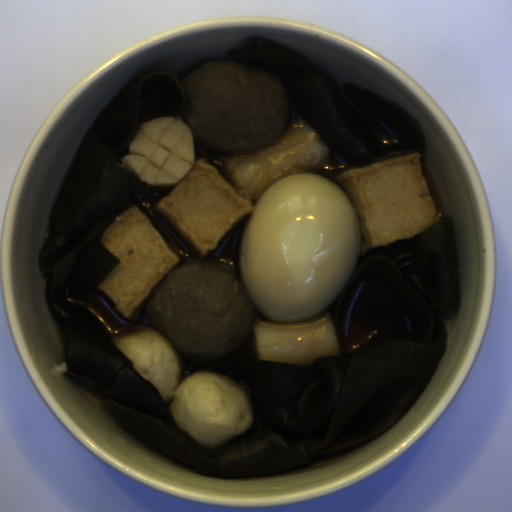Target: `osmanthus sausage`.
Returning <instances> with one entry per match:
<instances>
[{"label": "osmanthus sausage", "instance_id": "obj_2", "mask_svg": "<svg viewBox=\"0 0 512 512\" xmlns=\"http://www.w3.org/2000/svg\"><path fill=\"white\" fill-rule=\"evenodd\" d=\"M118 167L157 188L177 186L197 162L194 134L179 118L161 116L140 125Z\"/></svg>", "mask_w": 512, "mask_h": 512}, {"label": "osmanthus sausage", "instance_id": "obj_3", "mask_svg": "<svg viewBox=\"0 0 512 512\" xmlns=\"http://www.w3.org/2000/svg\"><path fill=\"white\" fill-rule=\"evenodd\" d=\"M249 349L264 363L303 366L342 352L329 311L306 320H254Z\"/></svg>", "mask_w": 512, "mask_h": 512}, {"label": "osmanthus sausage", "instance_id": "obj_1", "mask_svg": "<svg viewBox=\"0 0 512 512\" xmlns=\"http://www.w3.org/2000/svg\"><path fill=\"white\" fill-rule=\"evenodd\" d=\"M329 148L314 130L302 122L292 123L274 146L253 154L225 158L222 171L237 191L257 203L265 190L276 182L298 174H314L325 164Z\"/></svg>", "mask_w": 512, "mask_h": 512}]
</instances>
